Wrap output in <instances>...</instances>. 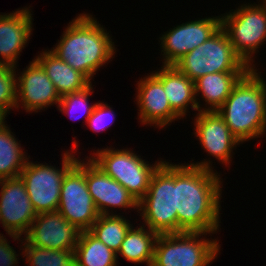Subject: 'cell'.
<instances>
[{
  "instance_id": "1",
  "label": "cell",
  "mask_w": 266,
  "mask_h": 266,
  "mask_svg": "<svg viewBox=\"0 0 266 266\" xmlns=\"http://www.w3.org/2000/svg\"><path fill=\"white\" fill-rule=\"evenodd\" d=\"M211 162L176 164L178 232H219L223 184Z\"/></svg>"
},
{
  "instance_id": "2",
  "label": "cell",
  "mask_w": 266,
  "mask_h": 266,
  "mask_svg": "<svg viewBox=\"0 0 266 266\" xmlns=\"http://www.w3.org/2000/svg\"><path fill=\"white\" fill-rule=\"evenodd\" d=\"M78 15L50 51L91 82L100 67L114 58L116 48L112 36L93 15Z\"/></svg>"
},
{
  "instance_id": "3",
  "label": "cell",
  "mask_w": 266,
  "mask_h": 266,
  "mask_svg": "<svg viewBox=\"0 0 266 266\" xmlns=\"http://www.w3.org/2000/svg\"><path fill=\"white\" fill-rule=\"evenodd\" d=\"M257 72L250 69L217 110L241 143L266 134V81Z\"/></svg>"
},
{
  "instance_id": "4",
  "label": "cell",
  "mask_w": 266,
  "mask_h": 266,
  "mask_svg": "<svg viewBox=\"0 0 266 266\" xmlns=\"http://www.w3.org/2000/svg\"><path fill=\"white\" fill-rule=\"evenodd\" d=\"M138 213L152 231L178 233L176 164L164 161L153 173L147 193L138 202Z\"/></svg>"
},
{
  "instance_id": "5",
  "label": "cell",
  "mask_w": 266,
  "mask_h": 266,
  "mask_svg": "<svg viewBox=\"0 0 266 266\" xmlns=\"http://www.w3.org/2000/svg\"><path fill=\"white\" fill-rule=\"evenodd\" d=\"M207 234L215 233L159 234L151 266H209L220 254L221 246L218 239H205Z\"/></svg>"
},
{
  "instance_id": "6",
  "label": "cell",
  "mask_w": 266,
  "mask_h": 266,
  "mask_svg": "<svg viewBox=\"0 0 266 266\" xmlns=\"http://www.w3.org/2000/svg\"><path fill=\"white\" fill-rule=\"evenodd\" d=\"M174 66L193 82L209 73L250 70L236 54L222 27L200 46L184 55Z\"/></svg>"
},
{
  "instance_id": "7",
  "label": "cell",
  "mask_w": 266,
  "mask_h": 266,
  "mask_svg": "<svg viewBox=\"0 0 266 266\" xmlns=\"http://www.w3.org/2000/svg\"><path fill=\"white\" fill-rule=\"evenodd\" d=\"M130 148H102L88 157L105 174L116 180L139 202L147 193L153 173L164 162L163 159L149 164ZM95 155V156H94Z\"/></svg>"
},
{
  "instance_id": "8",
  "label": "cell",
  "mask_w": 266,
  "mask_h": 266,
  "mask_svg": "<svg viewBox=\"0 0 266 266\" xmlns=\"http://www.w3.org/2000/svg\"><path fill=\"white\" fill-rule=\"evenodd\" d=\"M77 143L75 140L72 144L74 151L69 149L61 154V169L46 162L45 164L36 163L37 161L33 163L28 159L21 171L19 176L25 184L27 194L37 214L58 209L63 178L77 161L75 157Z\"/></svg>"
},
{
  "instance_id": "9",
  "label": "cell",
  "mask_w": 266,
  "mask_h": 266,
  "mask_svg": "<svg viewBox=\"0 0 266 266\" xmlns=\"http://www.w3.org/2000/svg\"><path fill=\"white\" fill-rule=\"evenodd\" d=\"M231 11L221 14V27L236 54L250 69H255L257 63L254 62V54L266 42V8L254 2L242 4Z\"/></svg>"
},
{
  "instance_id": "10",
  "label": "cell",
  "mask_w": 266,
  "mask_h": 266,
  "mask_svg": "<svg viewBox=\"0 0 266 266\" xmlns=\"http://www.w3.org/2000/svg\"><path fill=\"white\" fill-rule=\"evenodd\" d=\"M80 231H88L100 215L86 184V161L79 159L65 174L57 209Z\"/></svg>"
},
{
  "instance_id": "11",
  "label": "cell",
  "mask_w": 266,
  "mask_h": 266,
  "mask_svg": "<svg viewBox=\"0 0 266 266\" xmlns=\"http://www.w3.org/2000/svg\"><path fill=\"white\" fill-rule=\"evenodd\" d=\"M0 189V224L9 237L20 241L22 235L28 232L37 213L20 176L0 180Z\"/></svg>"
},
{
  "instance_id": "12",
  "label": "cell",
  "mask_w": 266,
  "mask_h": 266,
  "mask_svg": "<svg viewBox=\"0 0 266 266\" xmlns=\"http://www.w3.org/2000/svg\"><path fill=\"white\" fill-rule=\"evenodd\" d=\"M221 27V16L188 21L159 37L163 65H174L188 52L205 42ZM163 52V53H162Z\"/></svg>"
},
{
  "instance_id": "13",
  "label": "cell",
  "mask_w": 266,
  "mask_h": 266,
  "mask_svg": "<svg viewBox=\"0 0 266 266\" xmlns=\"http://www.w3.org/2000/svg\"><path fill=\"white\" fill-rule=\"evenodd\" d=\"M79 234L80 230L55 210L37 214L25 237L20 241L22 245L52 250H74Z\"/></svg>"
},
{
  "instance_id": "14",
  "label": "cell",
  "mask_w": 266,
  "mask_h": 266,
  "mask_svg": "<svg viewBox=\"0 0 266 266\" xmlns=\"http://www.w3.org/2000/svg\"><path fill=\"white\" fill-rule=\"evenodd\" d=\"M17 77V104L16 110L22 107L28 113L39 112L48 106L60 102L53 82L47 76L40 63L34 58L25 70L16 74ZM21 105V106H20Z\"/></svg>"
},
{
  "instance_id": "15",
  "label": "cell",
  "mask_w": 266,
  "mask_h": 266,
  "mask_svg": "<svg viewBox=\"0 0 266 266\" xmlns=\"http://www.w3.org/2000/svg\"><path fill=\"white\" fill-rule=\"evenodd\" d=\"M193 124L201 147L227 167L232 161L233 150L242 143L231 133L223 117L217 111H201L196 114Z\"/></svg>"
},
{
  "instance_id": "16",
  "label": "cell",
  "mask_w": 266,
  "mask_h": 266,
  "mask_svg": "<svg viewBox=\"0 0 266 266\" xmlns=\"http://www.w3.org/2000/svg\"><path fill=\"white\" fill-rule=\"evenodd\" d=\"M85 160L87 188L100 215H113L114 208H132L138 212V201L128 190L105 174L88 156Z\"/></svg>"
},
{
  "instance_id": "17",
  "label": "cell",
  "mask_w": 266,
  "mask_h": 266,
  "mask_svg": "<svg viewBox=\"0 0 266 266\" xmlns=\"http://www.w3.org/2000/svg\"><path fill=\"white\" fill-rule=\"evenodd\" d=\"M136 105L138 119L142 125L166 128L173 121L181 119L172 109L165 95L163 84L150 72V75L137 81ZM153 124V125H152Z\"/></svg>"
},
{
  "instance_id": "18",
  "label": "cell",
  "mask_w": 266,
  "mask_h": 266,
  "mask_svg": "<svg viewBox=\"0 0 266 266\" xmlns=\"http://www.w3.org/2000/svg\"><path fill=\"white\" fill-rule=\"evenodd\" d=\"M30 7L0 14V63L17 66L22 50L33 33Z\"/></svg>"
},
{
  "instance_id": "19",
  "label": "cell",
  "mask_w": 266,
  "mask_h": 266,
  "mask_svg": "<svg viewBox=\"0 0 266 266\" xmlns=\"http://www.w3.org/2000/svg\"><path fill=\"white\" fill-rule=\"evenodd\" d=\"M151 73L163 84L171 109L180 118L186 117L189 106L198 111L194 82L174 65H162L161 69Z\"/></svg>"
},
{
  "instance_id": "20",
  "label": "cell",
  "mask_w": 266,
  "mask_h": 266,
  "mask_svg": "<svg viewBox=\"0 0 266 266\" xmlns=\"http://www.w3.org/2000/svg\"><path fill=\"white\" fill-rule=\"evenodd\" d=\"M246 73L247 72H216L209 73L197 79L194 82V88L198 112L217 111L228 98L234 86ZM200 93L202 96L201 98L206 102V108L201 107L203 105L200 104V99L198 98Z\"/></svg>"
},
{
  "instance_id": "21",
  "label": "cell",
  "mask_w": 266,
  "mask_h": 266,
  "mask_svg": "<svg viewBox=\"0 0 266 266\" xmlns=\"http://www.w3.org/2000/svg\"><path fill=\"white\" fill-rule=\"evenodd\" d=\"M35 59L53 82L60 97L82 91L92 83L82 73L59 59L49 49L48 51L44 49L43 52L35 56Z\"/></svg>"
},
{
  "instance_id": "22",
  "label": "cell",
  "mask_w": 266,
  "mask_h": 266,
  "mask_svg": "<svg viewBox=\"0 0 266 266\" xmlns=\"http://www.w3.org/2000/svg\"><path fill=\"white\" fill-rule=\"evenodd\" d=\"M146 228L144 225H140L136 229L134 226L129 229L120 250L117 252V260L119 259L118 256L121 255L131 263H146L147 266H151L159 234L148 227Z\"/></svg>"
},
{
  "instance_id": "23",
  "label": "cell",
  "mask_w": 266,
  "mask_h": 266,
  "mask_svg": "<svg viewBox=\"0 0 266 266\" xmlns=\"http://www.w3.org/2000/svg\"><path fill=\"white\" fill-rule=\"evenodd\" d=\"M76 266H117V253L94 237L89 231H80L77 244Z\"/></svg>"
},
{
  "instance_id": "24",
  "label": "cell",
  "mask_w": 266,
  "mask_h": 266,
  "mask_svg": "<svg viewBox=\"0 0 266 266\" xmlns=\"http://www.w3.org/2000/svg\"><path fill=\"white\" fill-rule=\"evenodd\" d=\"M10 127L0 129V180L18 177L29 158Z\"/></svg>"
},
{
  "instance_id": "25",
  "label": "cell",
  "mask_w": 266,
  "mask_h": 266,
  "mask_svg": "<svg viewBox=\"0 0 266 266\" xmlns=\"http://www.w3.org/2000/svg\"><path fill=\"white\" fill-rule=\"evenodd\" d=\"M130 222L121 214L99 215L88 231L117 253L127 232L133 225Z\"/></svg>"
},
{
  "instance_id": "26",
  "label": "cell",
  "mask_w": 266,
  "mask_h": 266,
  "mask_svg": "<svg viewBox=\"0 0 266 266\" xmlns=\"http://www.w3.org/2000/svg\"><path fill=\"white\" fill-rule=\"evenodd\" d=\"M20 250H23L22 256L28 266H76L74 250H52L33 245H23Z\"/></svg>"
},
{
  "instance_id": "27",
  "label": "cell",
  "mask_w": 266,
  "mask_h": 266,
  "mask_svg": "<svg viewBox=\"0 0 266 266\" xmlns=\"http://www.w3.org/2000/svg\"><path fill=\"white\" fill-rule=\"evenodd\" d=\"M93 88L94 87H92L91 83L88 87H86L82 91L69 93L61 96L57 109L61 113L63 114L65 113L68 117L73 119V121L75 119L76 120L81 119V117L85 116L84 122L86 123L96 106V103H93V105L89 103V97L93 94L94 91ZM78 112L81 113L80 116H78L79 115Z\"/></svg>"
},
{
  "instance_id": "28",
  "label": "cell",
  "mask_w": 266,
  "mask_h": 266,
  "mask_svg": "<svg viewBox=\"0 0 266 266\" xmlns=\"http://www.w3.org/2000/svg\"><path fill=\"white\" fill-rule=\"evenodd\" d=\"M17 67L0 63V108L8 114L17 104Z\"/></svg>"
},
{
  "instance_id": "29",
  "label": "cell",
  "mask_w": 266,
  "mask_h": 266,
  "mask_svg": "<svg viewBox=\"0 0 266 266\" xmlns=\"http://www.w3.org/2000/svg\"><path fill=\"white\" fill-rule=\"evenodd\" d=\"M107 103L96 102V106L88 118L86 124L90 127V130L99 133L108 130L115 122V112Z\"/></svg>"
},
{
  "instance_id": "30",
  "label": "cell",
  "mask_w": 266,
  "mask_h": 266,
  "mask_svg": "<svg viewBox=\"0 0 266 266\" xmlns=\"http://www.w3.org/2000/svg\"><path fill=\"white\" fill-rule=\"evenodd\" d=\"M1 234L2 233H0V266H15L19 263V254L10 246L5 236Z\"/></svg>"
},
{
  "instance_id": "31",
  "label": "cell",
  "mask_w": 266,
  "mask_h": 266,
  "mask_svg": "<svg viewBox=\"0 0 266 266\" xmlns=\"http://www.w3.org/2000/svg\"><path fill=\"white\" fill-rule=\"evenodd\" d=\"M8 113L6 111H4L3 109L0 108V129L6 125V117L8 116L7 115Z\"/></svg>"
},
{
  "instance_id": "32",
  "label": "cell",
  "mask_w": 266,
  "mask_h": 266,
  "mask_svg": "<svg viewBox=\"0 0 266 266\" xmlns=\"http://www.w3.org/2000/svg\"><path fill=\"white\" fill-rule=\"evenodd\" d=\"M258 5L263 7V8H266V0H261V2Z\"/></svg>"
}]
</instances>
